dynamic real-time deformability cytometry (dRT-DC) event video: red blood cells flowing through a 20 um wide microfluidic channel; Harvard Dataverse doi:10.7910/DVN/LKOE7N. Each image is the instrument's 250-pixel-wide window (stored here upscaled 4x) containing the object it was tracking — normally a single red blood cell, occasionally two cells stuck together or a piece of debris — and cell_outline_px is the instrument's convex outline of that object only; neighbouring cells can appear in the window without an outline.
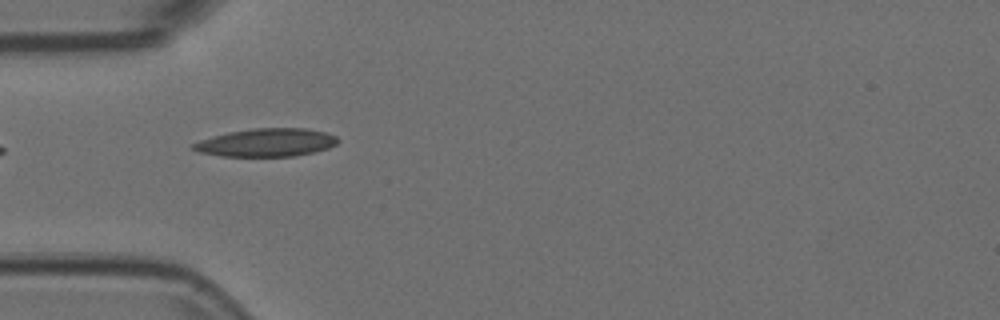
{"species": "Egyptian fruit bat (a non-hibernating species)", "species_latin": "Rousettus aegyptiacus", "temperature_condition": "room temperature", "stored_images_in_passage": 8, "camera_frame_rate_fps": 3000, "um_per_image_px": 0.085, "animal": {"sex": "female"}, "frame": {"image": 1, "passage_image": 5, "time_ms": 1.333, "image_size_px": [1000, 320], "cell_outline_px": [[340, 140], [336, 144], [328, 148], [316, 152], [292, 156], [220, 156], [200, 152], [188, 148], [192, 144], [200, 140], [228, 132], [252, 128], [308, 128], [324, 132], [336, 136]], "centroid_in_image_um": [22.65, 12.11], "position_along_channel_um": 62.4, "area_um2": 23.76}}
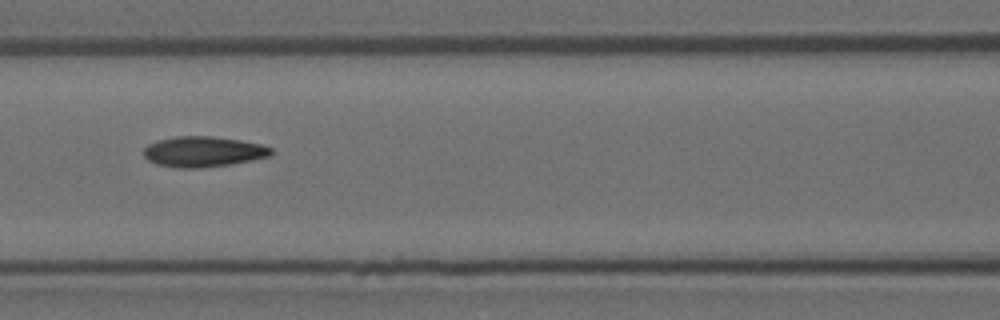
{"frame": {"image": 2, "passage_image": 7, "time_ms": 2.0, "image_size_px": [1000, 320], "cell_outline_px": [[272, 156], [232, 164], [200, 168], [176, 168], [156, 164], [148, 160], [144, 156], [144, 148], [148, 144], [156, 140], [176, 136], [212, 136], [240, 140], [260, 144], [272, 148]], "centroid_in_image_um": [17.26, 12.89], "position_along_channel_um": 149.3, "area_um2": 22.83}}
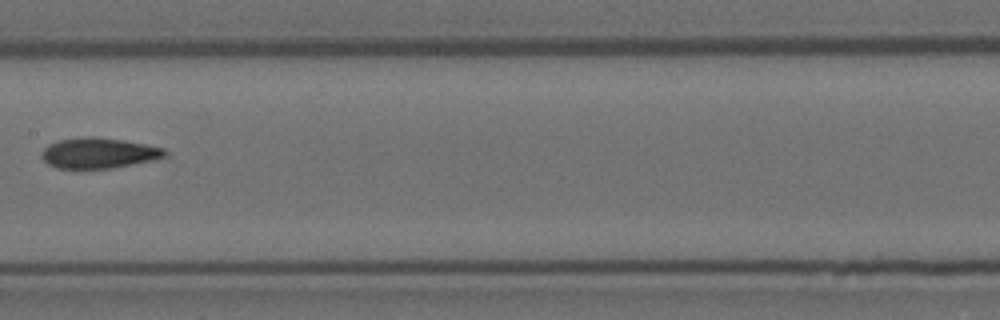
{"frame": {"image": 3, "passage_image": 8, "time_ms": 2.333, "image_size_px": [1000, 320], "cell_outline_px": [[168, 152], [164, 156], [152, 160], [112, 168], [56, 168], [48, 164], [40, 156], [44, 148], [48, 144], [60, 140], [84, 136], [92, 136], [124, 140], [164, 148]], "centroid_in_image_um": [8.36, 13.0], "position_along_channel_um": 199.0, "area_um2": 21.79}}